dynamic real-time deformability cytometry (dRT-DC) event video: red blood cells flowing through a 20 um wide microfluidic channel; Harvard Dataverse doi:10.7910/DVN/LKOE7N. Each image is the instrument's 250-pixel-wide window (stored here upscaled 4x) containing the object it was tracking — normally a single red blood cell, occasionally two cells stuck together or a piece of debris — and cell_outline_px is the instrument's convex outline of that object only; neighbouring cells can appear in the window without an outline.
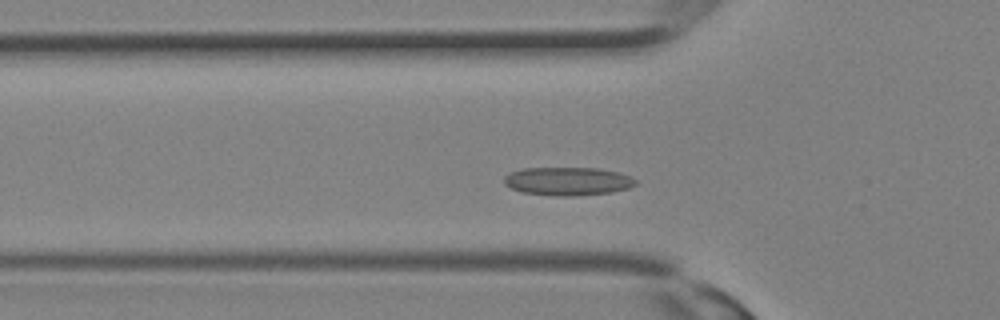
{"species": "Egyptian fruit bat (a non-hibernating species)", "species_latin": "Rousettus aegyptiacus", "temperature_condition": "room temperature", "stored_images_in_passage": 5, "camera_frame_rate_fps": 3000, "um_per_image_px": 0.085, "animal": {"sex": "female"}, "frame": {"image": 1, "passage_image": 2, "time_ms": 0.333, "image_size_px": [1000, 320], "cell_outline_px": [[636, 184], [628, 188], [612, 192], [576, 196], [556, 196], [520, 192], [504, 184], [504, 176], [512, 172], [524, 168], [600, 168], [620, 172], [636, 180]], "centroid_in_image_um": [48.26, 15.41], "position_along_channel_um": 77.5, "area_um2": 21.73}}
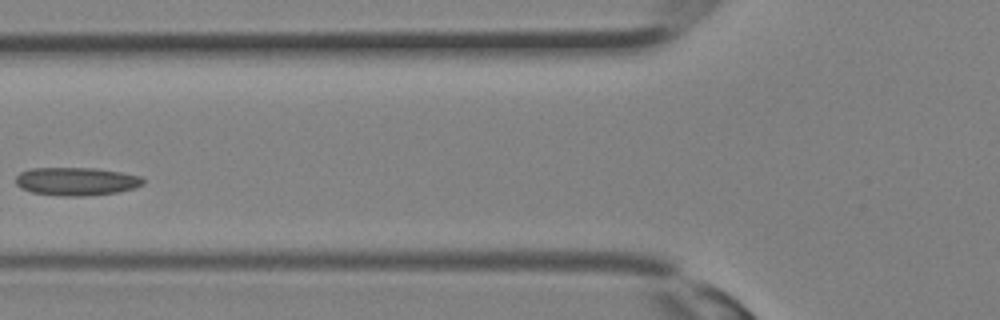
{"frame": {"image": 2, "passage_image": 4, "time_ms": 1.0, "image_size_px": [1000, 320], "cell_outline_px": [[144, 184], [136, 188], [120, 192], [80, 196], [64, 196], [32, 192], [20, 188], [16, 184], [16, 176], [20, 172], [32, 168], [96, 168], [120, 172], [140, 176], [144, 180]], "centroid_in_image_um": [6.5, 15.41], "position_along_channel_um": 119.3, "area_um2": 20.92}}